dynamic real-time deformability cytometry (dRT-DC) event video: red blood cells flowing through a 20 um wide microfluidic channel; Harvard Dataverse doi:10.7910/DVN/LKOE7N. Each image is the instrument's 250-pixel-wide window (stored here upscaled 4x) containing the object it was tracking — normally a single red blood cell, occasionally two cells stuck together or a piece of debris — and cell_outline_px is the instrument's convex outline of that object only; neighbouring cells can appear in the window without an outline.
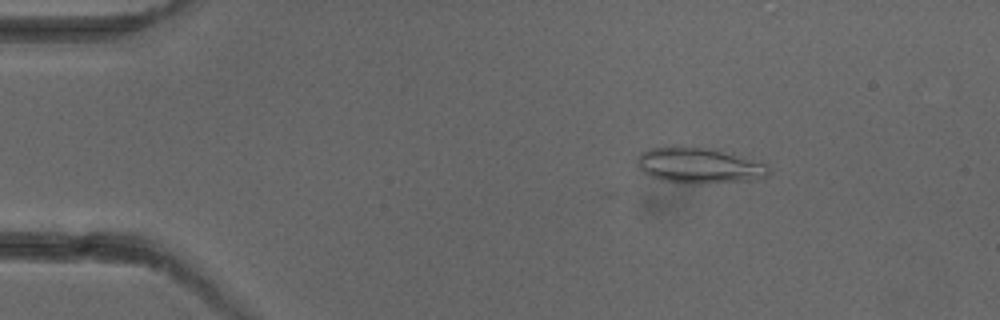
{"species": "common noctule bat (a hibernating species)", "species_latin": "Nyctalus noctula", "temperature_condition": "cold", "stored_images_in_passage": 3, "camera_frame_rate_fps": 3000, "um_per_image_px": 0.085, "animal": {"sex": "female"}, "frame": {"image": 1, "passage_image": 3, "time_ms": 2.667, "image_size_px": [1000, 320], "cell_outline_px": [[772, 172], [764, 180], [700, 184], [680, 184], [660, 180], [644, 172], [640, 168], [640, 152], [652, 148], [672, 144], [676, 144], [712, 148], [768, 164]], "centroid_in_image_um": [59.51, 14.07], "position_along_channel_um": 25.5, "area_um2": 28.26}}